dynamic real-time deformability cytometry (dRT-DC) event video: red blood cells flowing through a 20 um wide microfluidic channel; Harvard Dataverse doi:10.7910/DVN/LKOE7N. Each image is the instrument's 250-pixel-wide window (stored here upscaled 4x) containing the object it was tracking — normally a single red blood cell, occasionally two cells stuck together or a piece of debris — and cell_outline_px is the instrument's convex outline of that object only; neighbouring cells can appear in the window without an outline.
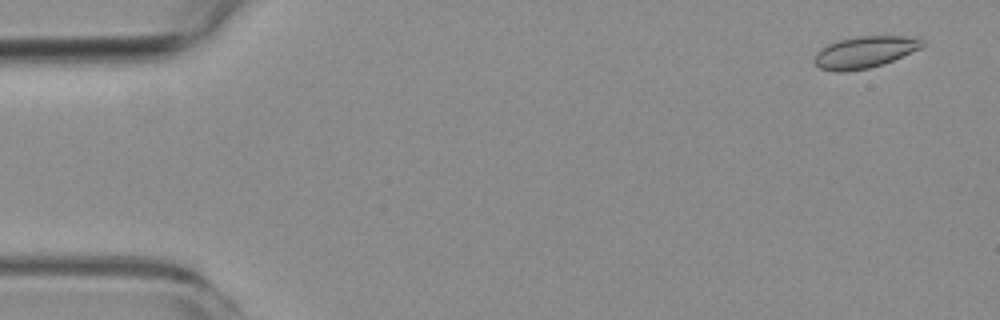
{"species": "common noctule bat (a hibernating species)", "species_latin": "Nyctalus noctula", "temperature_condition": "room temperature", "stored_images_in_passage": 5, "camera_frame_rate_fps": 3000, "um_per_image_px": 0.085, "animal": {"sex": "female", "body_mass_g": 19.3, "forearm_length_mm": 54.1}, "frame": {"image": 1, "passage_image": 1, "time_ms": 0.0, "image_size_px": [1000, 320], "cell_outline_px": [[924, 44], [920, 48], [884, 64], [868, 68], [848, 72], [836, 72], [820, 68], [816, 64], [816, 52], [820, 48], [828, 44], [840, 40], [856, 36], [904, 36], [924, 40]], "centroid_in_image_um": [73.48, 4.44], "position_along_channel_um": 11.5, "area_um2": 19.77}}
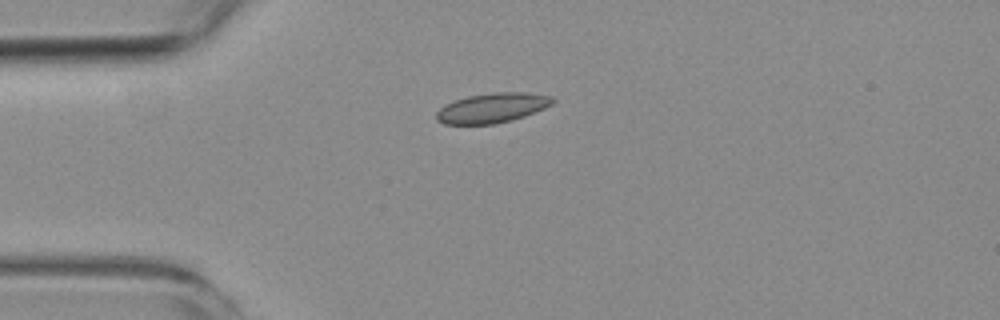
{"frame": {"image": 2, "passage_image": 4, "time_ms": 3.667, "image_size_px": [1000, 320], "cell_outline_px": [[556, 100], [552, 104], [544, 108], [524, 116], [512, 120], [496, 124], [444, 124], [436, 120], [436, 112], [440, 108], [456, 100], [468, 96], [496, 92], [528, 92], [552, 96]], "centroid_in_image_um": [41.87, 9.17], "position_along_channel_um": 43.1, "area_um2": 20.11}}